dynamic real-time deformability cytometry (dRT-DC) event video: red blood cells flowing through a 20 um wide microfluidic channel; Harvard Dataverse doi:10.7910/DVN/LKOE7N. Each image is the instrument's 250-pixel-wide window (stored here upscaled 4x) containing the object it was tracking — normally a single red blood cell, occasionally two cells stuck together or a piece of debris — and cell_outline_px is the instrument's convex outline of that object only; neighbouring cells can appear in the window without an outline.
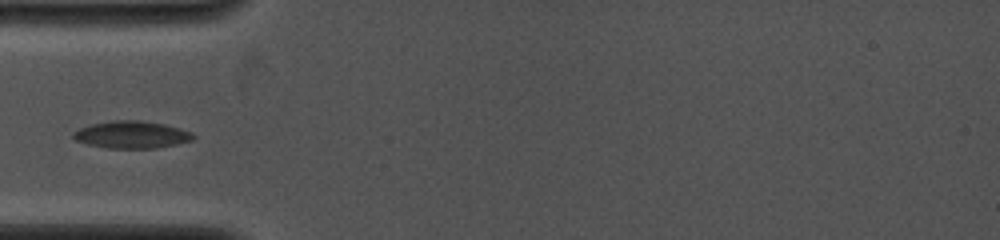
{"species": "common noctule bat (a hibernating species)", "species_latin": "Nyctalus noctula", "temperature_condition": "cold", "stored_images_in_passage": 5, "camera_frame_rate_fps": 4000, "um_per_image_px": 0.085, "animal": {"sex": "female", "body_mass_g": 19.0, "forearm_length_mm": 53.3}, "frame": {"image": 1, "passage_image": 2, "time_ms": 0.75, "image_size_px": [1000, 240], "cell_outline_px": [[196, 136], [192, 140], [176, 144], [156, 148], [108, 148], [88, 144], [76, 140], [72, 136], [72, 132], [80, 128], [92, 124], [112, 120], [140, 120], [164, 124], [180, 128], [192, 132]], "centroid_in_image_um": [11.2, 11.44], "position_along_channel_um": 73.8, "area_um2": 19.02}}
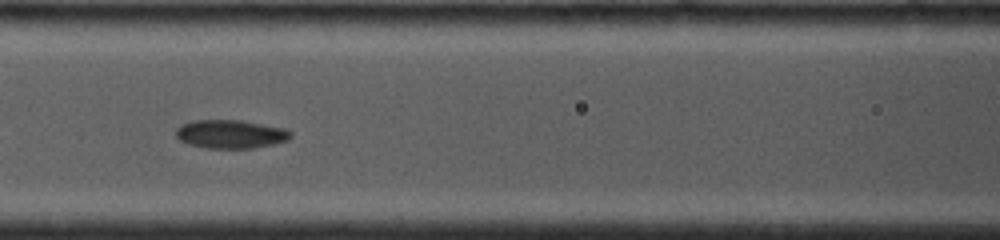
{"frame": {"image": 2, "passage_image": 4, "time_ms": 2.5, "image_size_px": [1000, 240], "cell_outline_px": [[292, 136], [288, 140], [272, 144], [252, 148], [204, 148], [188, 144], [180, 140], [176, 136], [176, 128], [180, 124], [192, 120], [240, 120], [284, 128], [292, 132]], "centroid_in_image_um": [19.57, 11.39], "position_along_channel_um": 147.0, "area_um2": 19.13}}
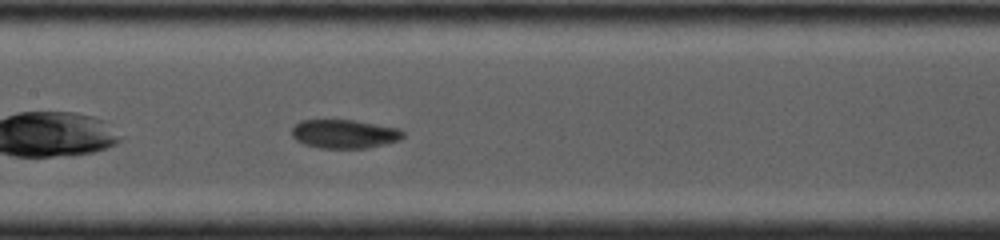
{"frame": {"image": 3, "passage_image": 5, "time_ms": 3.25, "image_size_px": [1000, 240], "cell_outline_px": [[404, 136], [400, 140], [368, 148], [320, 148], [304, 144], [296, 140], [292, 136], [292, 128], [300, 120], [356, 120], [400, 128], [404, 132]], "centroid_in_image_um": [29.29, 11.38], "position_along_channel_um": 178.1, "area_um2": 18.79}}